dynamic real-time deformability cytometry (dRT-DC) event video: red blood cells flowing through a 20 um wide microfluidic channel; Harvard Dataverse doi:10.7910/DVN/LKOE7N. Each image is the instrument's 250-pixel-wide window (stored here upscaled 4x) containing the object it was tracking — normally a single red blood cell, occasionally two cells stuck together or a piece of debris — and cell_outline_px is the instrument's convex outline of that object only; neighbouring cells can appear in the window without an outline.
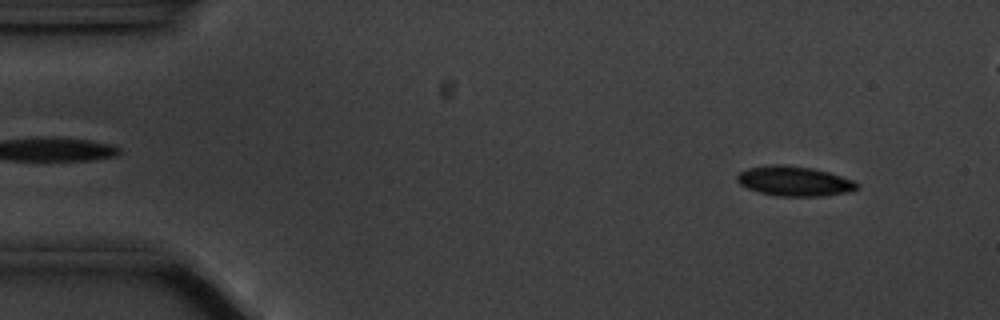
{"species": "common noctule bat (a hibernating species)", "species_latin": "Nyctalus noctula", "temperature_condition": "cold", "stored_images_in_passage": 53, "camera_frame_rate_fps": 3000, "um_per_image_px": 0.085, "animal": {"sex": "male", "body_mass_g": 20.1, "forearm_length_mm": 53.5}, "frame": {"image": 1, "passage_image": 5, "time_ms": 1.333, "image_size_px": [1000, 320], "cell_outline_px": [[860, 188], [844, 192], [820, 196], [776, 196], [760, 192], [748, 188], [740, 184], [736, 180], [736, 176], [740, 172], [748, 168], [772, 164], [780, 164], [812, 168], [828, 172], [852, 180], [860, 184]], "centroid_in_image_um": [67.49, 15.39], "position_along_channel_um": 17.5, "area_um2": 20.63}}
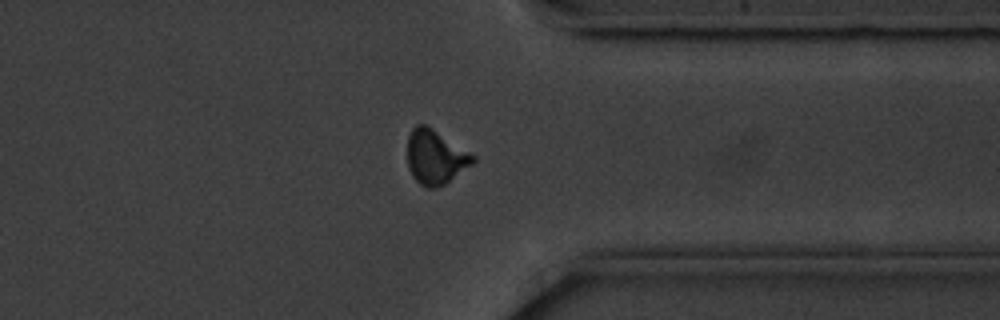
{"frame": {"image": 2, "passage_image": 43, "time_ms": 14.0, "image_size_px": [1000, 320], "cell_outline_px": [[476, 160], [472, 164], [444, 184], [436, 188], [428, 188], [420, 184], [412, 176], [408, 168], [408, 136], [412, 128], [416, 124], [424, 124], [432, 128], [476, 156]], "centroid_in_image_um": [36.99, 13.34], "position_along_channel_um": 374.4, "area_um2": 20.58}}
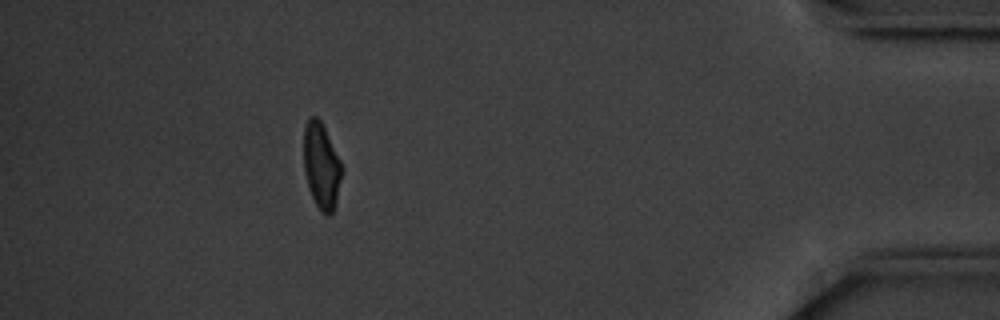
{"frame": {"image": 3, "passage_image": 50, "time_ms": 16.333, "image_size_px": [1000, 320], "cell_outline_px": [[340, 176], [336, 204], [332, 212], [328, 216], [320, 212], [308, 188], [304, 172], [304, 128], [308, 116], [316, 116], [320, 120], [340, 160]], "centroid_in_image_um": [27.28, 14.1], "position_along_channel_um": 407.9, "area_um2": 18.73}}